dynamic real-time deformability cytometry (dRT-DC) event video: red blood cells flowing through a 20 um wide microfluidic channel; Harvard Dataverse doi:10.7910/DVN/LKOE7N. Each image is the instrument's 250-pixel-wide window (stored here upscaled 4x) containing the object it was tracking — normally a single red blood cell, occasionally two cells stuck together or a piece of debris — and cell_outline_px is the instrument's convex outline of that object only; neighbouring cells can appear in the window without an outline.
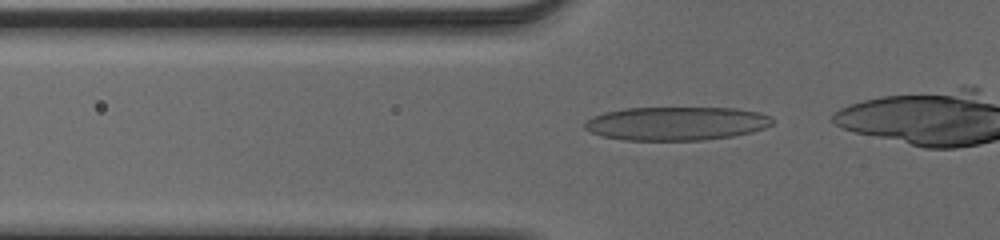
{"species": "human", "species_latin": "Homo sapiens", "temperature_condition": "cold", "stored_images_in_passage": 33, "camera_frame_rate_fps": 3000, "um_per_image_px": 0.085, "donor": {"sex": "male"}, "frame": {"image": 1, "passage_image": 16, "time_ms": 5.0, "image_size_px": [1000, 240], "cell_outline_px": [[772, 124], [764, 128], [752, 132], [732, 136], [704, 140], [624, 140], [604, 136], [592, 132], [584, 128], [584, 124], [592, 116], [604, 112], [624, 108], [736, 108], [760, 112], [772, 116]], "centroid_in_image_um": [57.51, 10.49], "position_along_channel_um": 68.3, "area_um2": 36.76}}
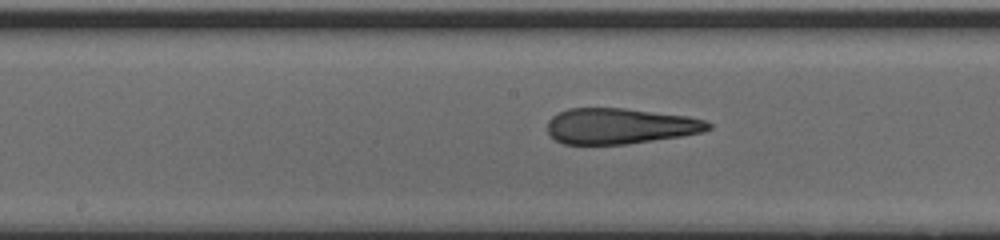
{"frame": {"image": 2, "passage_image": 26, "time_ms": 8.333, "image_size_px": [1000, 240], "cell_outline_px": [[712, 128], [704, 132], [684, 136], [628, 144], [564, 144], [556, 140], [548, 132], [548, 120], [552, 116], [568, 108], [624, 108], [688, 116], [708, 120], [712, 124]], "centroid_in_image_um": [52.76, 10.71], "position_along_channel_um": 195.4, "area_um2": 33.76}}
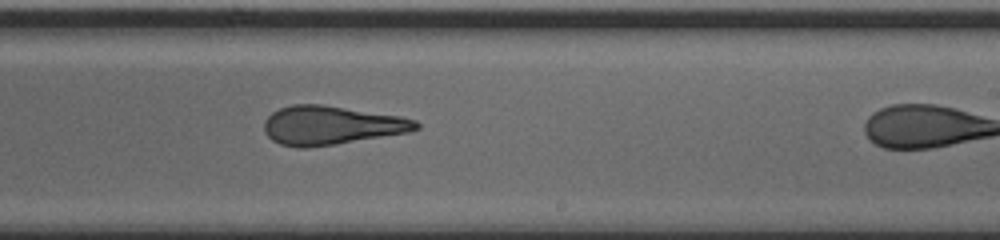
{"frame": {"image": 3, "passage_image": 31, "time_ms": 10.0, "image_size_px": [1000, 240], "cell_outline_px": [[420, 128], [408, 132], [336, 144], [308, 148], [296, 148], [280, 144], [272, 140], [264, 132], [264, 120], [272, 112], [280, 108], [292, 104], [324, 104], [400, 116], [416, 120], [420, 124]], "centroid_in_image_um": [28.13, 10.65], "position_along_channel_um": 260.9, "area_um2": 34.51}}